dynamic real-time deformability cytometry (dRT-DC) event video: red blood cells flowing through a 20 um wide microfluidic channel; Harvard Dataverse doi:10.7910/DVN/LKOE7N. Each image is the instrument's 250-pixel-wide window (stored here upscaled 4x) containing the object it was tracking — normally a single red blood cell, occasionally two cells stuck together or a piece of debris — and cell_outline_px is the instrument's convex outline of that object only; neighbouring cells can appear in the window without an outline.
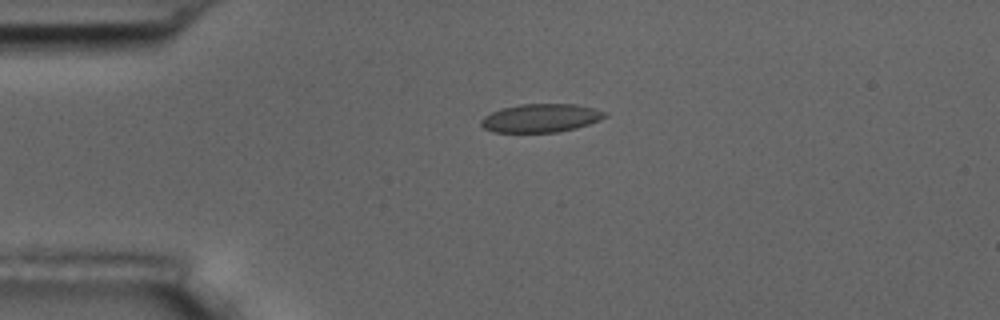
{"species": "common noctule bat (a hibernating species)", "species_latin": "Nyctalus noctula", "temperature_condition": "room temperature", "stored_images_in_passage": 5, "camera_frame_rate_fps": 3000, "um_per_image_px": 0.085, "animal": {"sex": "male", "body_mass_g": 17.5, "forearm_length_mm": 52.3}, "frame": {"image": 1, "passage_image": 4, "time_ms": 3.667, "image_size_px": [1000, 320], "cell_outline_px": [[608, 116], [600, 120], [576, 128], [556, 132], [492, 132], [484, 128], [480, 124], [480, 120], [484, 116], [492, 112], [504, 108], [520, 104], [576, 104], [596, 108], [608, 112]], "centroid_in_image_um": [46.01, 10.03], "position_along_channel_um": 39.0, "area_um2": 20.58}}